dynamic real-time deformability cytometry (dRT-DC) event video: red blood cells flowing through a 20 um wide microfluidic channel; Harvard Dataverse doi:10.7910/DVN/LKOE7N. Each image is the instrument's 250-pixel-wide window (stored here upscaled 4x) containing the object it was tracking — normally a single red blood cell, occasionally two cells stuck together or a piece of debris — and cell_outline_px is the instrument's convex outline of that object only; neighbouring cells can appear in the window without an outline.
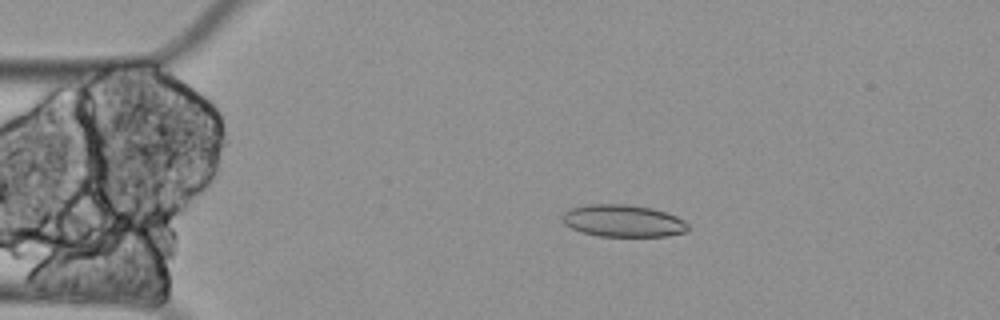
{"species": "Egyptian fruit bat (a non-hibernating species)", "species_latin": "Rousettus aegyptiacus", "temperature_condition": "cold", "stored_images_in_passage": 60, "camera_frame_rate_fps": 3000, "um_per_image_px": 0.085, "animal": {"sex": "female"}, "frame": {"image": 1, "passage_image": 11, "time_ms": 3.333, "image_size_px": [1000, 320], "cell_outline_px": [[688, 228], [684, 232], [668, 236], [600, 236], [580, 232], [564, 224], [560, 220], [560, 216], [568, 208], [588, 204], [628, 204], [652, 208], [676, 216], [684, 220], [688, 224]], "centroid_in_image_um": [52.9, 18.76], "position_along_channel_um": 32.1, "area_um2": 23.76}}
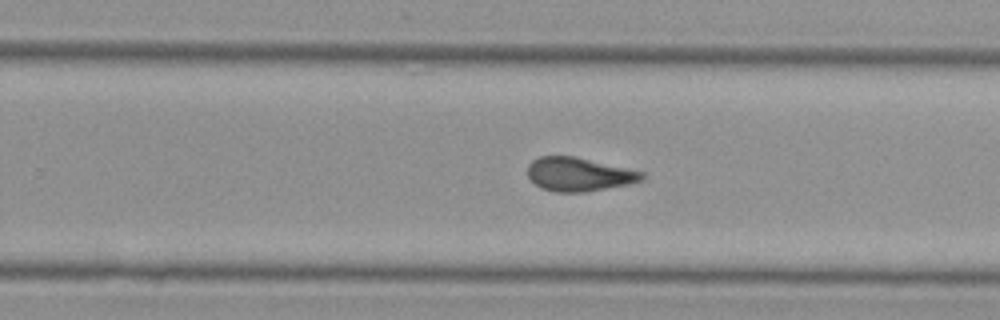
{"frame": {"image": 2, "passage_image": 37, "time_ms": 12.0, "image_size_px": [1000, 320], "cell_outline_px": [[644, 180], [628, 184], [584, 192], [556, 192], [540, 188], [528, 176], [528, 164], [532, 160], [540, 156], [576, 156], [644, 172]], "centroid_in_image_um": [49.2, 14.81], "position_along_channel_um": 280.6, "area_um2": 22.43}}
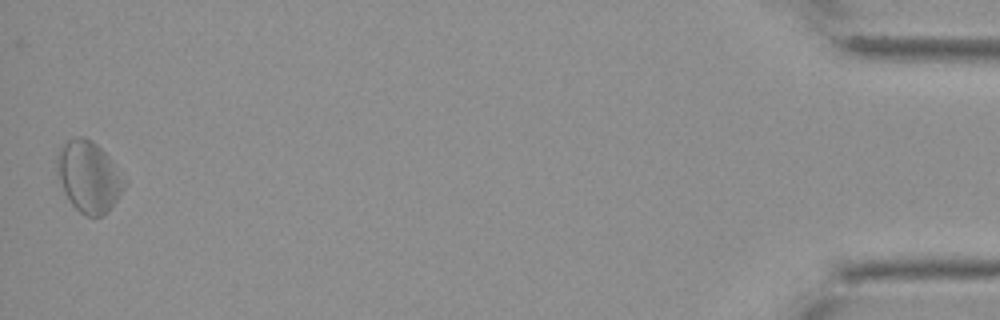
{"frame": {"image": 3, "passage_image": 59, "time_ms": 19.333, "image_size_px": [1000, 320], "cell_outline_px": [[128, 180], [120, 196], [108, 212], [104, 216], [84, 216], [68, 200], [64, 192], [56, 172], [56, 156], [60, 148], [68, 140], [76, 136], [84, 136], [92, 140], [112, 160]], "centroid_in_image_um": [7.56, 15.02], "position_along_channel_um": 427.6, "area_um2": 28.32}, "authors_computed_cell_mechanics": {"area_um2": 23.8136, "velocity_mm_per_s": 3.2414, "shape_relaxation_time_tau1_ms": null, "shape_relaxation_time_tau2_ms": 3.9138, "deformation_change_tau1": null, "deformation_change_tau2": 0.1189}}